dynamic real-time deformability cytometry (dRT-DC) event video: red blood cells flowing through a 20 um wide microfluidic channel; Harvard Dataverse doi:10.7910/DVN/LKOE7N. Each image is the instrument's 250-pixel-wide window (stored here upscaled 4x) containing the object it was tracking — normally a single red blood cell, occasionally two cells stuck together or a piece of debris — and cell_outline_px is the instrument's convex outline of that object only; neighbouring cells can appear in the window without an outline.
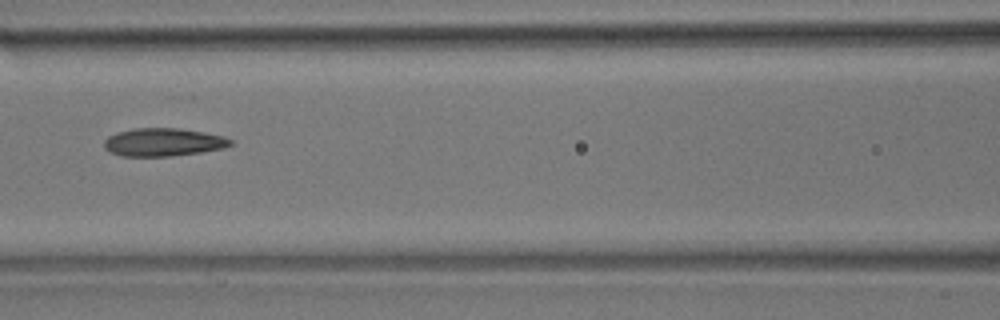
{"species": "common noctule bat (a hibernating species)", "species_latin": "Nyctalus noctula", "temperature_condition": "room temperature", "stored_images_in_passage": 5, "camera_frame_rate_fps": 3000, "um_per_image_px": 0.085, "animal": {"sex": "male", "body_mass_g": 17.9}, "frame": {"image": 1, "passage_image": 5, "time_ms": 1.333, "image_size_px": [1000, 320], "cell_outline_px": [[232, 144], [224, 148], [200, 152], [172, 156], [120, 156], [108, 152], [104, 148], [104, 140], [108, 136], [116, 132], [136, 128], [180, 128], [204, 132], [224, 136], [232, 140]], "centroid_in_image_um": [13.85, 12.08], "position_along_channel_um": 152.8, "area_um2": 20.81}}